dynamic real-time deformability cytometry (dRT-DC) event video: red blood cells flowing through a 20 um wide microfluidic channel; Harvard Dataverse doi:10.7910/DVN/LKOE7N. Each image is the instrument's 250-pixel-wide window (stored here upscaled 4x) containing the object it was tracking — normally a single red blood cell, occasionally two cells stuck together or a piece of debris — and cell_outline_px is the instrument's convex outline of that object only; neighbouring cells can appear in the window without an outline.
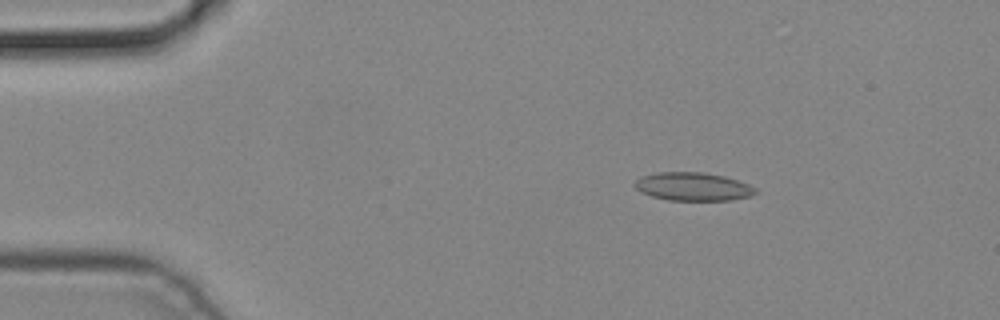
{"species": "common noctule bat (a hibernating species)", "species_latin": "Nyctalus noctula", "temperature_condition": "cold", "stored_images_in_passage": 6, "camera_frame_rate_fps": 3000, "um_per_image_px": 0.085, "animal": {"sex": "male", "body_mass_g": 19.2, "forearm_length_mm": 51.8}, "frame": {"image": 1, "passage_image": 6, "time_ms": 1.667, "image_size_px": [1000, 320], "cell_outline_px": [[756, 192], [752, 196], [732, 200], [668, 200], [652, 196], [640, 192], [632, 184], [640, 176], [660, 172], [700, 172], [724, 176], [748, 184], [756, 188]], "centroid_in_image_um": [58.88, 15.86], "position_along_channel_um": 26.1, "area_um2": 19.88}}